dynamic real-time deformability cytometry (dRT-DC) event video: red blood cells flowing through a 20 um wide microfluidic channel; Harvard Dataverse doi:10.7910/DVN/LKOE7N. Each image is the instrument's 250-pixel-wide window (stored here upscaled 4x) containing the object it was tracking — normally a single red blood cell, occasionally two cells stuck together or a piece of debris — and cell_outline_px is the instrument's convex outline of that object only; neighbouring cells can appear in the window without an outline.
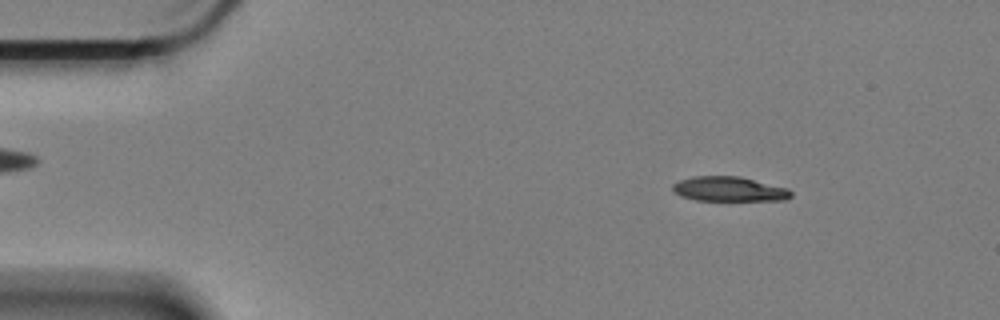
{"species": "Egyptian fruit bat (a non-hibernating species)", "species_latin": "Rousettus aegyptiacus", "temperature_condition": "cold", "stored_images_in_passage": 59, "segment_of_instrument_passage": [1, 2], "camera_frame_rate_fps": 3000, "um_per_image_px": 0.085, "animal": {"sex": "female"}, "frame": {"image": 1, "passage_image": 6, "time_ms": 1.667, "image_size_px": [1000, 320], "cell_outline_px": [[792, 196], [784, 200], [696, 200], [680, 196], [672, 188], [672, 184], [680, 180], [692, 176], [740, 176], [788, 188], [792, 192]], "centroid_in_image_um": [61.98, 16.06], "position_along_channel_um": 23.0, "area_um2": 16.99}}
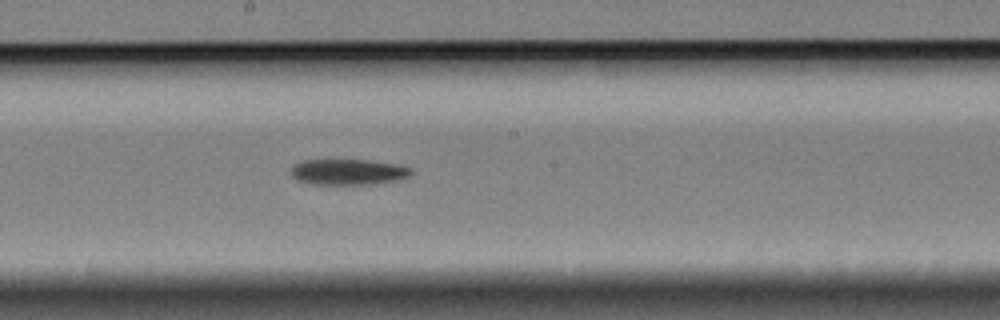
{"frame": {"image": 2, "passage_image": 30, "time_ms": 9.667, "image_size_px": [1000, 320], "cell_outline_px": [[412, 172], [408, 176], [396, 180], [368, 184], [316, 184], [300, 180], [292, 176], [292, 168], [300, 160], [368, 160], [392, 164], [412, 168]], "centroid_in_image_um": [29.59, 14.61], "position_along_channel_um": 218.6, "area_um2": 17.57}}
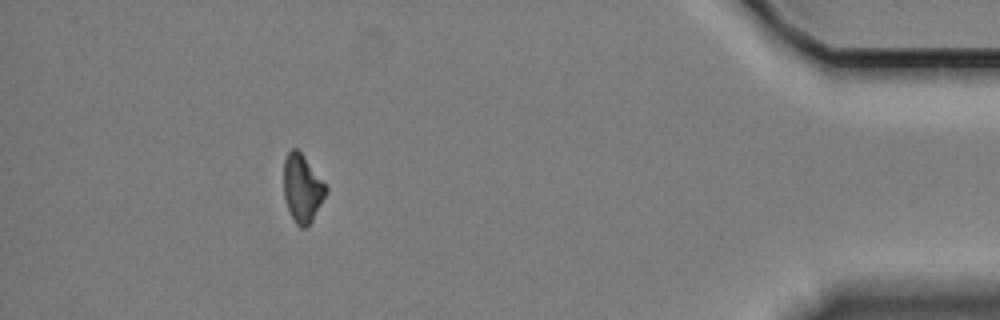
{"frame": {"image": 3, "passage_image": 52, "time_ms": 17.0, "image_size_px": [1000, 320], "cell_outline_px": [[328, 192], [312, 220], [304, 228], [300, 228], [296, 224], [288, 208], [284, 196], [284, 160], [288, 152], [292, 148], [296, 148], [304, 156], [328, 188]], "centroid_in_image_um": [25.7, 16.0], "position_along_channel_um": 409.5, "area_um2": 16.47}}